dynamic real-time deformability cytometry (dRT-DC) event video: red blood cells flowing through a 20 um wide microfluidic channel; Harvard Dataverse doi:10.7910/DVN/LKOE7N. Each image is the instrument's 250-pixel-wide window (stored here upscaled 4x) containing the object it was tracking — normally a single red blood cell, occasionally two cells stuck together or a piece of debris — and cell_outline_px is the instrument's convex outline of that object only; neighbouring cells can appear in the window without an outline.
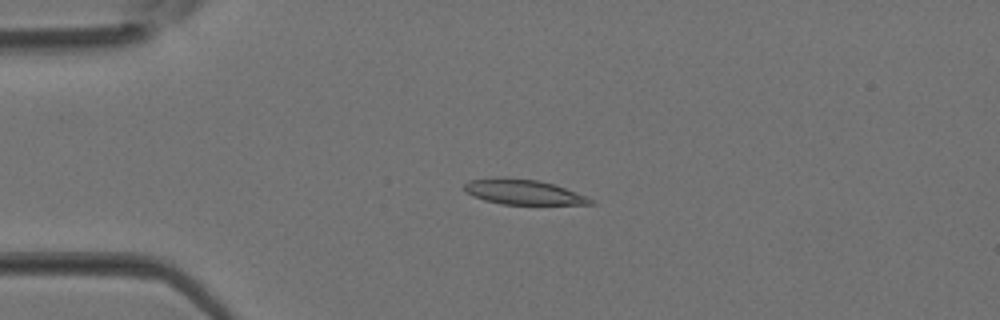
{"species": "Egyptian fruit bat (a non-hibernating species)", "species_latin": "Rousettus aegyptiacus", "temperature_condition": "room temperature", "stored_images_in_passage": 3, "camera_frame_rate_fps": 3000, "um_per_image_px": 0.085, "animal": {"sex": "female"}, "frame": {"image": 1, "passage_image": 2, "time_ms": 0.333, "image_size_px": [1000, 320], "cell_outline_px": [[596, 204], [500, 204], [484, 200], [472, 196], [464, 188], [464, 184], [468, 180], [536, 180], [552, 184], [588, 196]], "centroid_in_image_um": [44.54, 16.37], "position_along_channel_um": 40.5, "area_um2": 17.4}}